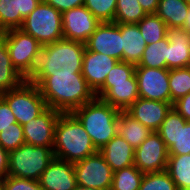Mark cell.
<instances>
[{"mask_svg": "<svg viewBox=\"0 0 190 190\" xmlns=\"http://www.w3.org/2000/svg\"><path fill=\"white\" fill-rule=\"evenodd\" d=\"M32 83L38 86L47 107L62 113H71L96 97L82 73L37 76Z\"/></svg>", "mask_w": 190, "mask_h": 190, "instance_id": "1", "label": "cell"}, {"mask_svg": "<svg viewBox=\"0 0 190 190\" xmlns=\"http://www.w3.org/2000/svg\"><path fill=\"white\" fill-rule=\"evenodd\" d=\"M85 49V43L64 38L42 46L34 72L27 81L32 82L37 76L82 73Z\"/></svg>", "mask_w": 190, "mask_h": 190, "instance_id": "2", "label": "cell"}, {"mask_svg": "<svg viewBox=\"0 0 190 190\" xmlns=\"http://www.w3.org/2000/svg\"><path fill=\"white\" fill-rule=\"evenodd\" d=\"M97 152L80 121L72 113H61L55 126V158L75 163Z\"/></svg>", "mask_w": 190, "mask_h": 190, "instance_id": "3", "label": "cell"}, {"mask_svg": "<svg viewBox=\"0 0 190 190\" xmlns=\"http://www.w3.org/2000/svg\"><path fill=\"white\" fill-rule=\"evenodd\" d=\"M83 125L99 151L118 134L120 110L95 97L71 112Z\"/></svg>", "mask_w": 190, "mask_h": 190, "instance_id": "4", "label": "cell"}, {"mask_svg": "<svg viewBox=\"0 0 190 190\" xmlns=\"http://www.w3.org/2000/svg\"><path fill=\"white\" fill-rule=\"evenodd\" d=\"M54 158L53 147L24 143L9 152L8 175L38 181Z\"/></svg>", "mask_w": 190, "mask_h": 190, "instance_id": "5", "label": "cell"}, {"mask_svg": "<svg viewBox=\"0 0 190 190\" xmlns=\"http://www.w3.org/2000/svg\"><path fill=\"white\" fill-rule=\"evenodd\" d=\"M0 35L5 39L13 67L27 80L34 72L42 45L19 28L1 32Z\"/></svg>", "mask_w": 190, "mask_h": 190, "instance_id": "6", "label": "cell"}, {"mask_svg": "<svg viewBox=\"0 0 190 190\" xmlns=\"http://www.w3.org/2000/svg\"><path fill=\"white\" fill-rule=\"evenodd\" d=\"M19 29L33 36L42 46L54 43L63 39L62 13L41 1Z\"/></svg>", "mask_w": 190, "mask_h": 190, "instance_id": "7", "label": "cell"}, {"mask_svg": "<svg viewBox=\"0 0 190 190\" xmlns=\"http://www.w3.org/2000/svg\"><path fill=\"white\" fill-rule=\"evenodd\" d=\"M16 117L24 125L36 119L48 107L37 85L25 80L19 87L0 94Z\"/></svg>", "mask_w": 190, "mask_h": 190, "instance_id": "8", "label": "cell"}, {"mask_svg": "<svg viewBox=\"0 0 190 190\" xmlns=\"http://www.w3.org/2000/svg\"><path fill=\"white\" fill-rule=\"evenodd\" d=\"M73 164L77 185L111 190L114 171L99 151Z\"/></svg>", "mask_w": 190, "mask_h": 190, "instance_id": "9", "label": "cell"}, {"mask_svg": "<svg viewBox=\"0 0 190 190\" xmlns=\"http://www.w3.org/2000/svg\"><path fill=\"white\" fill-rule=\"evenodd\" d=\"M157 133L168 149V155L190 154V122L173 107L167 113Z\"/></svg>", "mask_w": 190, "mask_h": 190, "instance_id": "10", "label": "cell"}, {"mask_svg": "<svg viewBox=\"0 0 190 190\" xmlns=\"http://www.w3.org/2000/svg\"><path fill=\"white\" fill-rule=\"evenodd\" d=\"M135 76L139 98L171 103L168 69L136 67Z\"/></svg>", "mask_w": 190, "mask_h": 190, "instance_id": "11", "label": "cell"}, {"mask_svg": "<svg viewBox=\"0 0 190 190\" xmlns=\"http://www.w3.org/2000/svg\"><path fill=\"white\" fill-rule=\"evenodd\" d=\"M168 149L157 132H152L134 152V165L143 173L165 171Z\"/></svg>", "mask_w": 190, "mask_h": 190, "instance_id": "12", "label": "cell"}, {"mask_svg": "<svg viewBox=\"0 0 190 190\" xmlns=\"http://www.w3.org/2000/svg\"><path fill=\"white\" fill-rule=\"evenodd\" d=\"M101 22L83 5L62 13L63 38L86 43Z\"/></svg>", "mask_w": 190, "mask_h": 190, "instance_id": "13", "label": "cell"}, {"mask_svg": "<svg viewBox=\"0 0 190 190\" xmlns=\"http://www.w3.org/2000/svg\"><path fill=\"white\" fill-rule=\"evenodd\" d=\"M90 51L103 53L123 61L121 24L101 22L85 43Z\"/></svg>", "mask_w": 190, "mask_h": 190, "instance_id": "14", "label": "cell"}, {"mask_svg": "<svg viewBox=\"0 0 190 190\" xmlns=\"http://www.w3.org/2000/svg\"><path fill=\"white\" fill-rule=\"evenodd\" d=\"M61 113L48 107L36 119L22 125L25 142L33 146L53 147L55 126Z\"/></svg>", "mask_w": 190, "mask_h": 190, "instance_id": "15", "label": "cell"}, {"mask_svg": "<svg viewBox=\"0 0 190 190\" xmlns=\"http://www.w3.org/2000/svg\"><path fill=\"white\" fill-rule=\"evenodd\" d=\"M95 96L120 111H126L139 98L135 73L126 81L104 82Z\"/></svg>", "mask_w": 190, "mask_h": 190, "instance_id": "16", "label": "cell"}, {"mask_svg": "<svg viewBox=\"0 0 190 190\" xmlns=\"http://www.w3.org/2000/svg\"><path fill=\"white\" fill-rule=\"evenodd\" d=\"M172 107L169 102L138 98L126 112L150 131L157 132Z\"/></svg>", "mask_w": 190, "mask_h": 190, "instance_id": "17", "label": "cell"}, {"mask_svg": "<svg viewBox=\"0 0 190 190\" xmlns=\"http://www.w3.org/2000/svg\"><path fill=\"white\" fill-rule=\"evenodd\" d=\"M38 182L43 190H73L77 185L74 164L54 158Z\"/></svg>", "mask_w": 190, "mask_h": 190, "instance_id": "18", "label": "cell"}, {"mask_svg": "<svg viewBox=\"0 0 190 190\" xmlns=\"http://www.w3.org/2000/svg\"><path fill=\"white\" fill-rule=\"evenodd\" d=\"M117 62L108 55L85 49L82 75L94 93L104 84L107 74Z\"/></svg>", "mask_w": 190, "mask_h": 190, "instance_id": "19", "label": "cell"}, {"mask_svg": "<svg viewBox=\"0 0 190 190\" xmlns=\"http://www.w3.org/2000/svg\"><path fill=\"white\" fill-rule=\"evenodd\" d=\"M167 69L190 66V33L183 28L167 27Z\"/></svg>", "mask_w": 190, "mask_h": 190, "instance_id": "20", "label": "cell"}, {"mask_svg": "<svg viewBox=\"0 0 190 190\" xmlns=\"http://www.w3.org/2000/svg\"><path fill=\"white\" fill-rule=\"evenodd\" d=\"M42 0H0V33L18 29Z\"/></svg>", "mask_w": 190, "mask_h": 190, "instance_id": "21", "label": "cell"}, {"mask_svg": "<svg viewBox=\"0 0 190 190\" xmlns=\"http://www.w3.org/2000/svg\"><path fill=\"white\" fill-rule=\"evenodd\" d=\"M134 152L135 149L119 134L99 150L113 171L134 165Z\"/></svg>", "mask_w": 190, "mask_h": 190, "instance_id": "22", "label": "cell"}, {"mask_svg": "<svg viewBox=\"0 0 190 190\" xmlns=\"http://www.w3.org/2000/svg\"><path fill=\"white\" fill-rule=\"evenodd\" d=\"M123 61L138 65L147 46L137 24H121Z\"/></svg>", "mask_w": 190, "mask_h": 190, "instance_id": "23", "label": "cell"}, {"mask_svg": "<svg viewBox=\"0 0 190 190\" xmlns=\"http://www.w3.org/2000/svg\"><path fill=\"white\" fill-rule=\"evenodd\" d=\"M152 133L146 126L131 117L126 111L118 115V134L134 149Z\"/></svg>", "mask_w": 190, "mask_h": 190, "instance_id": "24", "label": "cell"}, {"mask_svg": "<svg viewBox=\"0 0 190 190\" xmlns=\"http://www.w3.org/2000/svg\"><path fill=\"white\" fill-rule=\"evenodd\" d=\"M25 79L13 67L5 39L0 35V94L19 87Z\"/></svg>", "mask_w": 190, "mask_h": 190, "instance_id": "25", "label": "cell"}, {"mask_svg": "<svg viewBox=\"0 0 190 190\" xmlns=\"http://www.w3.org/2000/svg\"><path fill=\"white\" fill-rule=\"evenodd\" d=\"M189 6L186 0H159L156 14L167 27L183 28Z\"/></svg>", "mask_w": 190, "mask_h": 190, "instance_id": "26", "label": "cell"}, {"mask_svg": "<svg viewBox=\"0 0 190 190\" xmlns=\"http://www.w3.org/2000/svg\"><path fill=\"white\" fill-rule=\"evenodd\" d=\"M178 190H190V154L168 155L165 170Z\"/></svg>", "mask_w": 190, "mask_h": 190, "instance_id": "27", "label": "cell"}, {"mask_svg": "<svg viewBox=\"0 0 190 190\" xmlns=\"http://www.w3.org/2000/svg\"><path fill=\"white\" fill-rule=\"evenodd\" d=\"M168 43V39L165 37L158 42L148 44L139 64L136 65V67L167 69Z\"/></svg>", "mask_w": 190, "mask_h": 190, "instance_id": "28", "label": "cell"}, {"mask_svg": "<svg viewBox=\"0 0 190 190\" xmlns=\"http://www.w3.org/2000/svg\"><path fill=\"white\" fill-rule=\"evenodd\" d=\"M137 25L147 45L166 37V23L156 13L147 14Z\"/></svg>", "mask_w": 190, "mask_h": 190, "instance_id": "29", "label": "cell"}, {"mask_svg": "<svg viewBox=\"0 0 190 190\" xmlns=\"http://www.w3.org/2000/svg\"><path fill=\"white\" fill-rule=\"evenodd\" d=\"M143 176L135 165L114 171L111 190H139Z\"/></svg>", "mask_w": 190, "mask_h": 190, "instance_id": "30", "label": "cell"}, {"mask_svg": "<svg viewBox=\"0 0 190 190\" xmlns=\"http://www.w3.org/2000/svg\"><path fill=\"white\" fill-rule=\"evenodd\" d=\"M146 15L138 0H117L114 22L137 24Z\"/></svg>", "mask_w": 190, "mask_h": 190, "instance_id": "31", "label": "cell"}, {"mask_svg": "<svg viewBox=\"0 0 190 190\" xmlns=\"http://www.w3.org/2000/svg\"><path fill=\"white\" fill-rule=\"evenodd\" d=\"M171 103L190 93V66L169 70Z\"/></svg>", "mask_w": 190, "mask_h": 190, "instance_id": "32", "label": "cell"}, {"mask_svg": "<svg viewBox=\"0 0 190 190\" xmlns=\"http://www.w3.org/2000/svg\"><path fill=\"white\" fill-rule=\"evenodd\" d=\"M117 0H84V6L100 21L114 22Z\"/></svg>", "mask_w": 190, "mask_h": 190, "instance_id": "33", "label": "cell"}, {"mask_svg": "<svg viewBox=\"0 0 190 190\" xmlns=\"http://www.w3.org/2000/svg\"><path fill=\"white\" fill-rule=\"evenodd\" d=\"M139 190H178L166 171L144 173Z\"/></svg>", "mask_w": 190, "mask_h": 190, "instance_id": "34", "label": "cell"}, {"mask_svg": "<svg viewBox=\"0 0 190 190\" xmlns=\"http://www.w3.org/2000/svg\"><path fill=\"white\" fill-rule=\"evenodd\" d=\"M25 142L22 125L11 124L0 133V145L8 152L19 148Z\"/></svg>", "mask_w": 190, "mask_h": 190, "instance_id": "35", "label": "cell"}, {"mask_svg": "<svg viewBox=\"0 0 190 190\" xmlns=\"http://www.w3.org/2000/svg\"><path fill=\"white\" fill-rule=\"evenodd\" d=\"M3 190H43L36 180L7 176L1 180Z\"/></svg>", "mask_w": 190, "mask_h": 190, "instance_id": "36", "label": "cell"}, {"mask_svg": "<svg viewBox=\"0 0 190 190\" xmlns=\"http://www.w3.org/2000/svg\"><path fill=\"white\" fill-rule=\"evenodd\" d=\"M136 65L125 61H118L107 74L105 82L126 81L135 73Z\"/></svg>", "mask_w": 190, "mask_h": 190, "instance_id": "37", "label": "cell"}, {"mask_svg": "<svg viewBox=\"0 0 190 190\" xmlns=\"http://www.w3.org/2000/svg\"><path fill=\"white\" fill-rule=\"evenodd\" d=\"M14 123H17L16 117L8 104L0 97V133Z\"/></svg>", "mask_w": 190, "mask_h": 190, "instance_id": "38", "label": "cell"}, {"mask_svg": "<svg viewBox=\"0 0 190 190\" xmlns=\"http://www.w3.org/2000/svg\"><path fill=\"white\" fill-rule=\"evenodd\" d=\"M42 1L53 6L60 13L84 5V0H42Z\"/></svg>", "mask_w": 190, "mask_h": 190, "instance_id": "39", "label": "cell"}, {"mask_svg": "<svg viewBox=\"0 0 190 190\" xmlns=\"http://www.w3.org/2000/svg\"><path fill=\"white\" fill-rule=\"evenodd\" d=\"M173 108L186 120L190 122V93L179 98L173 103Z\"/></svg>", "mask_w": 190, "mask_h": 190, "instance_id": "40", "label": "cell"}, {"mask_svg": "<svg viewBox=\"0 0 190 190\" xmlns=\"http://www.w3.org/2000/svg\"><path fill=\"white\" fill-rule=\"evenodd\" d=\"M9 152L0 145V181L8 176Z\"/></svg>", "mask_w": 190, "mask_h": 190, "instance_id": "41", "label": "cell"}, {"mask_svg": "<svg viewBox=\"0 0 190 190\" xmlns=\"http://www.w3.org/2000/svg\"><path fill=\"white\" fill-rule=\"evenodd\" d=\"M146 14H154L157 11L159 0H138Z\"/></svg>", "mask_w": 190, "mask_h": 190, "instance_id": "42", "label": "cell"}, {"mask_svg": "<svg viewBox=\"0 0 190 190\" xmlns=\"http://www.w3.org/2000/svg\"><path fill=\"white\" fill-rule=\"evenodd\" d=\"M183 29L190 33V6L188 9L187 17L185 18Z\"/></svg>", "mask_w": 190, "mask_h": 190, "instance_id": "43", "label": "cell"}, {"mask_svg": "<svg viewBox=\"0 0 190 190\" xmlns=\"http://www.w3.org/2000/svg\"><path fill=\"white\" fill-rule=\"evenodd\" d=\"M73 190H99V189L88 188V187H83V186H80V185H76V187Z\"/></svg>", "mask_w": 190, "mask_h": 190, "instance_id": "44", "label": "cell"}, {"mask_svg": "<svg viewBox=\"0 0 190 190\" xmlns=\"http://www.w3.org/2000/svg\"><path fill=\"white\" fill-rule=\"evenodd\" d=\"M0 190H3V187H2V185H1V181H0Z\"/></svg>", "mask_w": 190, "mask_h": 190, "instance_id": "45", "label": "cell"}]
</instances>
